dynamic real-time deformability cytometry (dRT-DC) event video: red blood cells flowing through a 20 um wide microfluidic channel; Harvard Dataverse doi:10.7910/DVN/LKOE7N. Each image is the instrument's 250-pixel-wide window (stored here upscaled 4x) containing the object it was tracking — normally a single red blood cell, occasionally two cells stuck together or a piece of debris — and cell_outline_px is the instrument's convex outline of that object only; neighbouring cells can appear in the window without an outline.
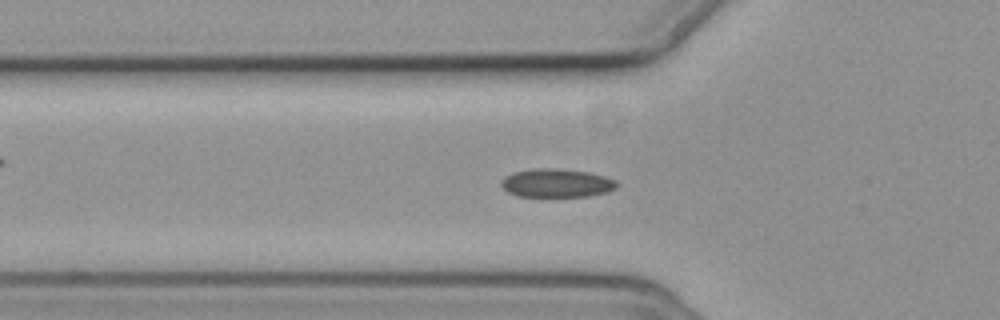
{"species": "common noctule bat (a hibernating species)", "species_latin": "Nyctalus noctula", "temperature_condition": "cold", "stored_images_in_passage": 58, "segment_of_instrument_passage": [1, 2], "camera_frame_rate_fps": 3000, "um_per_image_px": 0.085, "animal": {"sex": "female", "body_mass_g": 19.3, "forearm_length_mm": 54.1}, "frame": {"image": 1, "passage_image": 19, "time_ms": 6.0, "image_size_px": [1000, 320], "cell_outline_px": [[620, 184], [616, 188], [608, 192], [588, 196], [520, 196], [508, 192], [500, 184], [500, 180], [504, 176], [512, 172], [532, 168], [556, 168], [588, 172], [604, 176], [616, 180]], "centroid_in_image_um": [47.31, 15.55], "position_along_channel_um": 78.5, "area_um2": 19.36}}
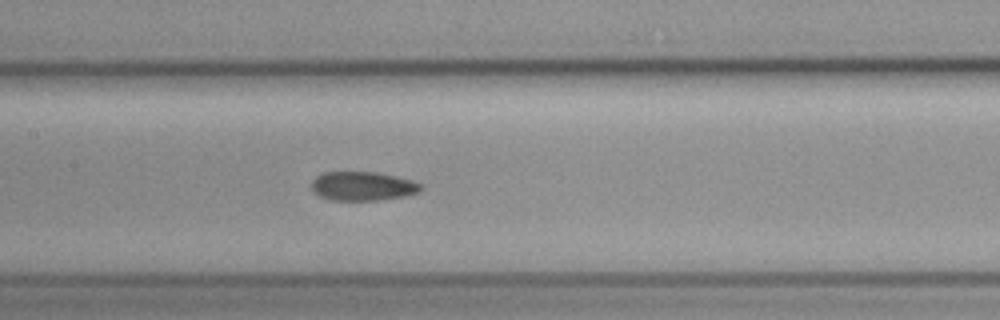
{"frame": {"image": 2, "passage_image": 27, "time_ms": 8.667, "image_size_px": [1000, 320], "cell_outline_px": [[420, 188], [416, 192], [404, 196], [376, 200], [332, 200], [320, 196], [312, 192], [312, 180], [316, 176], [324, 172], [376, 172], [396, 176], [412, 180], [420, 184]], "centroid_in_image_um": [30.77, 15.81], "position_along_channel_um": 176.6, "area_um2": 18.26}}
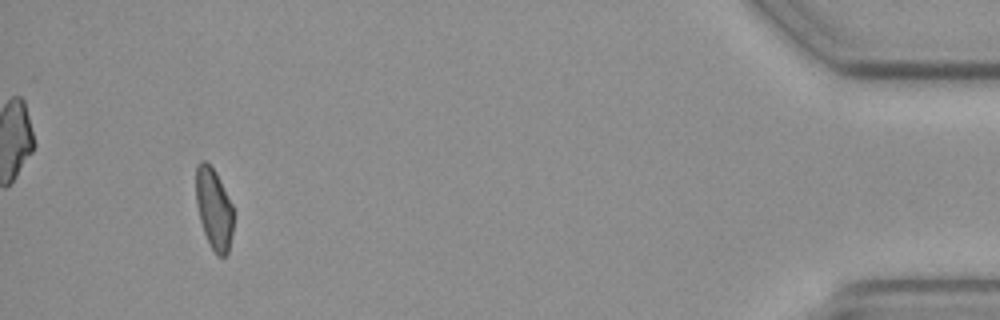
{"frame": {"image": 3, "passage_image": 53, "time_ms": 17.333, "image_size_px": [1000, 320], "cell_outline_px": [[232, 232], [228, 252], [224, 256], [216, 256], [204, 232], [200, 220], [196, 204], [196, 164], [200, 160], [204, 160], [216, 172], [232, 204]], "centroid_in_image_um": [18.16, 17.72], "position_along_channel_um": 417.0, "area_um2": 17.51}}